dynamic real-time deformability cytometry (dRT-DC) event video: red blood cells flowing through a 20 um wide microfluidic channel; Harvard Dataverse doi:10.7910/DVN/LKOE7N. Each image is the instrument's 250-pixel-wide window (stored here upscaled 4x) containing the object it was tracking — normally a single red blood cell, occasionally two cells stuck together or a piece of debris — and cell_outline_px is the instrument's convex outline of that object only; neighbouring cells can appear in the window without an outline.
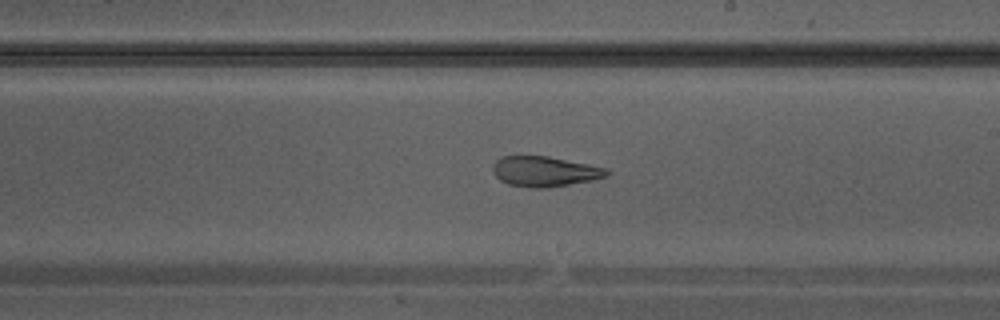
{"species": "Egyptian fruit bat (a non-hibernating species)", "species_latin": "Rousettus aegyptiacus", "temperature_condition": "warm", "stored_images_in_passage": 32, "camera_frame_rate_fps": 3000, "um_per_image_px": 0.085, "animal": {"sex": "male"}, "frame": {"image": 1, "passage_image": 18, "time_ms": 5.667, "image_size_px": [1000, 320], "cell_outline_px": [[612, 172], [608, 176], [592, 180], [544, 188], [536, 188], [508, 184], [500, 180], [492, 172], [492, 164], [500, 156], [548, 156], [608, 168]], "centroid_in_image_um": [46.3, 14.56], "position_along_channel_um": 242.7, "area_um2": 20.11}}